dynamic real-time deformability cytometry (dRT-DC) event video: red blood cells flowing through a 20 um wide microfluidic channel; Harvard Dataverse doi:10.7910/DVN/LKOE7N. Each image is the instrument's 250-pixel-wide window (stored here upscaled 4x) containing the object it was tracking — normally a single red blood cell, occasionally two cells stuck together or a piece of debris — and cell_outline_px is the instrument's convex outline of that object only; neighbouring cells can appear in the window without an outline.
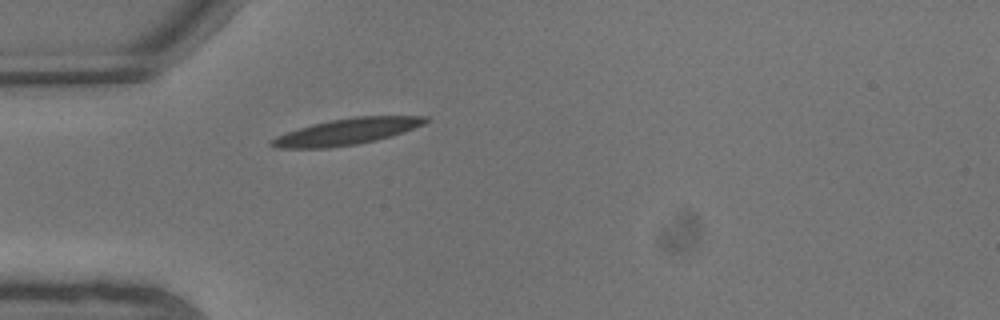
{"species": "common noctule bat (a hibernating species)", "species_latin": "Nyctalus noctula", "temperature_condition": "warm", "stored_images_in_passage": 2, "camera_frame_rate_fps": 3000, "um_per_image_px": 0.085, "animal": {"sex": "male", "body_mass_g": 13.3}, "frame": {"image": 1, "passage_image": 2, "time_ms": 0.333, "image_size_px": [1000, 320], "cell_outline_px": [[432, 120], [424, 124], [404, 132], [392, 136], [376, 140], [356, 144], [332, 148], [272, 148], [268, 144], [276, 136], [312, 124], [332, 120], [356, 116], [428, 116]], "centroid_in_image_um": [29.51, 11.19], "position_along_channel_um": 55.5, "area_um2": 23.58}}